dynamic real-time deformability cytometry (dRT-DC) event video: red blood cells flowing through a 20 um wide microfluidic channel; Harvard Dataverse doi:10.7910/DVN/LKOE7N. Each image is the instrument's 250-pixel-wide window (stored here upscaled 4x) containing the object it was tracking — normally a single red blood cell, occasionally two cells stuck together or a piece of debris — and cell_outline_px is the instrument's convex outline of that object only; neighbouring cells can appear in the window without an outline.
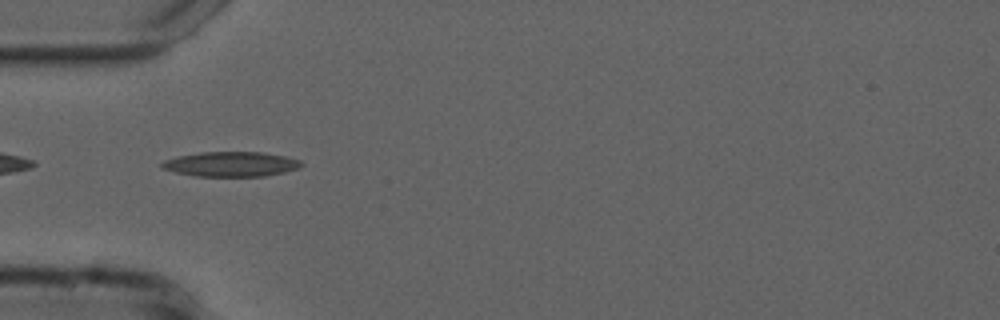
{"species": "common noctule bat (a hibernating species)", "species_latin": "Nyctalus noctula", "temperature_condition": "cold", "stored_images_in_passage": 53, "camera_frame_rate_fps": 3000, "um_per_image_px": 0.085, "animal": {"sex": "male", "forearm_length_mm": 52.5}, "frame": {"image": 1, "passage_image": 16, "time_ms": 5.0, "image_size_px": [1000, 320], "cell_outline_px": [[304, 164], [300, 168], [284, 172], [264, 176], [196, 176], [176, 172], [160, 168], [160, 164], [164, 160], [180, 156], [200, 152], [264, 152], [284, 156], [300, 160]], "centroid_in_image_um": [19.65, 13.95], "position_along_channel_um": 65.3, "area_um2": 20.17}}
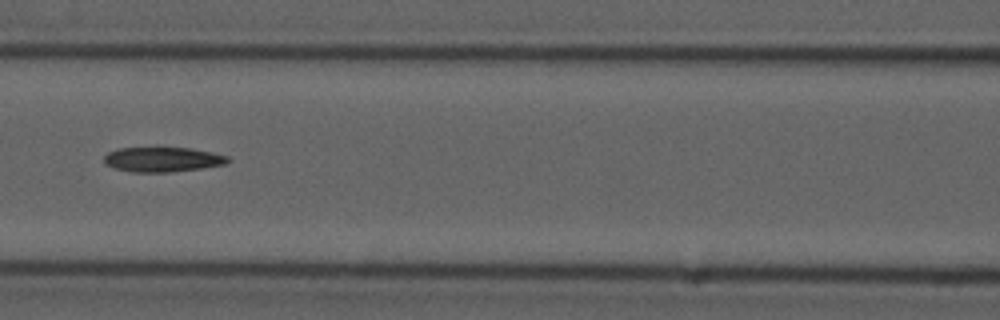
{"frame": {"image": 2, "passage_image": 23, "time_ms": 7.333, "image_size_px": [1000, 320], "cell_outline_px": [[232, 160], [224, 164], [200, 168], [172, 172], [132, 172], [116, 168], [104, 164], [104, 156], [108, 152], [120, 148], [192, 148], [212, 152], [228, 156]], "centroid_in_image_um": [13.83, 13.55], "position_along_channel_um": 152.8, "area_um2": 17.8}}
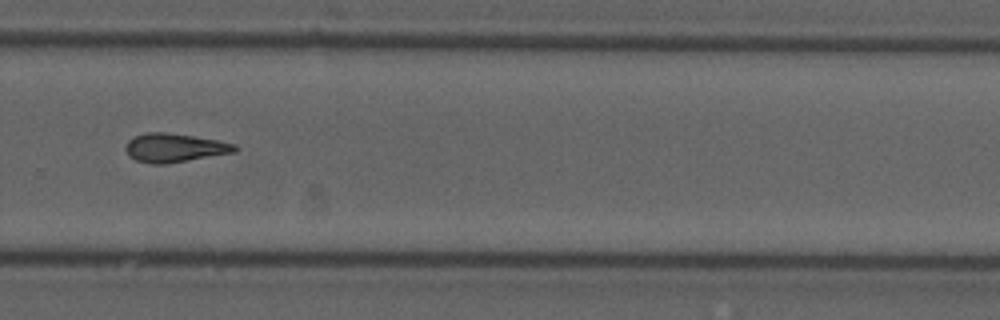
{"frame": {"image": 3, "passage_image": 36, "time_ms": 11.667, "image_size_px": [1000, 320], "cell_outline_px": [[240, 148], [236, 152], [164, 164], [152, 164], [136, 160], [128, 156], [124, 148], [128, 140], [132, 136], [148, 132], [164, 132], [192, 136], [216, 140], [236, 144]], "centroid_in_image_um": [14.81, 12.56], "position_along_channel_um": 315.0, "area_um2": 18.32}}